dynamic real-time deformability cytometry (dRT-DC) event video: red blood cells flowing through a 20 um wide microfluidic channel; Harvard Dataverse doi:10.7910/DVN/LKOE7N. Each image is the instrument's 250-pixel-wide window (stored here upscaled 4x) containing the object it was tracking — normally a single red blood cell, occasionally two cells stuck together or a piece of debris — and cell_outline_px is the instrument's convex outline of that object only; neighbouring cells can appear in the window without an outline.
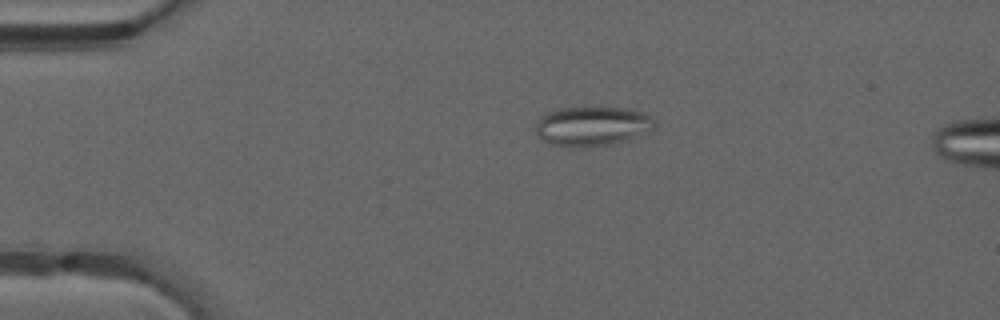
{"species": "common noctule bat (a hibernating species)", "species_latin": "Nyctalus noctula", "temperature_condition": "warm", "stored_images_in_passage": 49, "camera_frame_rate_fps": 3000, "um_per_image_px": 0.085, "animal": {"sex": "male", "forearm_length_mm": 52.5}, "frame": {"image": 1, "passage_image": 11, "time_ms": 3.333, "image_size_px": [1000, 320], "cell_outline_px": [[656, 124], [652, 128], [628, 140], [612, 144], [580, 148], [568, 148], [552, 144], [544, 140], [536, 132], [536, 124], [540, 116], [548, 112], [560, 108], [628, 108], [652, 116], [656, 120]], "centroid_in_image_um": [50.33, 10.74], "position_along_channel_um": 34.7, "area_um2": 27.34}}
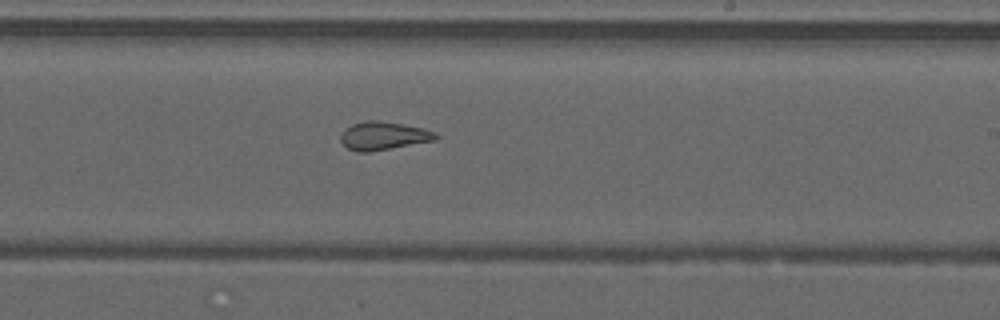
{"frame": {"image": 2, "passage_image": 30, "time_ms": 9.667, "image_size_px": [1000, 320], "cell_outline_px": [[440, 136], [436, 140], [368, 152], [356, 152], [348, 148], [340, 140], [340, 136], [344, 128], [352, 124], [368, 120], [376, 120], [400, 124], [420, 128], [436, 132]], "centroid_in_image_um": [32.57, 11.55], "position_along_channel_um": 256.4, "area_um2": 15.49}}
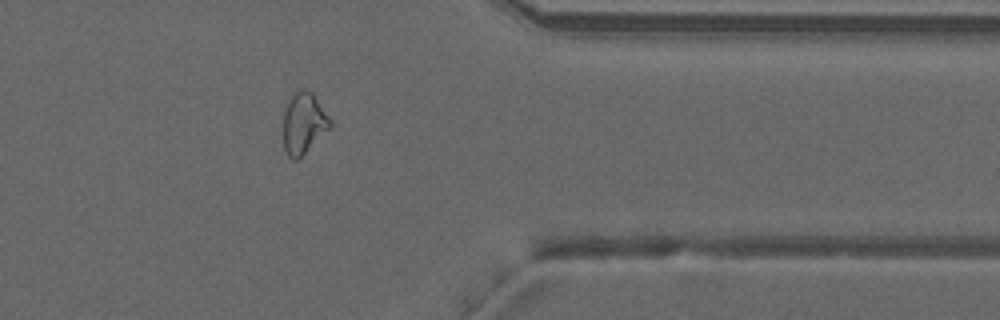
{"frame": {"image": 3, "passage_image": 40, "time_ms": 13.0, "image_size_px": [1000, 320], "cell_outline_px": [[332, 124], [296, 160], [292, 160], [288, 156], [284, 148], [284, 108], [288, 96], [296, 88], [308, 88], [312, 92], [332, 120]], "centroid_in_image_um": [25.77, 10.36], "position_along_channel_um": 385.6, "area_um2": 16.7}, "authors_computed_cell_mechanics": {"area_um2": 19.5364, "velocity_mm_per_s": 4.244, "shape_relaxation_time_tau1_ms": null, "shape_relaxation_time_tau2_ms": 1.9955, "deformation_change_tau1": null, "deformation_change_tau2": 0.0906}}